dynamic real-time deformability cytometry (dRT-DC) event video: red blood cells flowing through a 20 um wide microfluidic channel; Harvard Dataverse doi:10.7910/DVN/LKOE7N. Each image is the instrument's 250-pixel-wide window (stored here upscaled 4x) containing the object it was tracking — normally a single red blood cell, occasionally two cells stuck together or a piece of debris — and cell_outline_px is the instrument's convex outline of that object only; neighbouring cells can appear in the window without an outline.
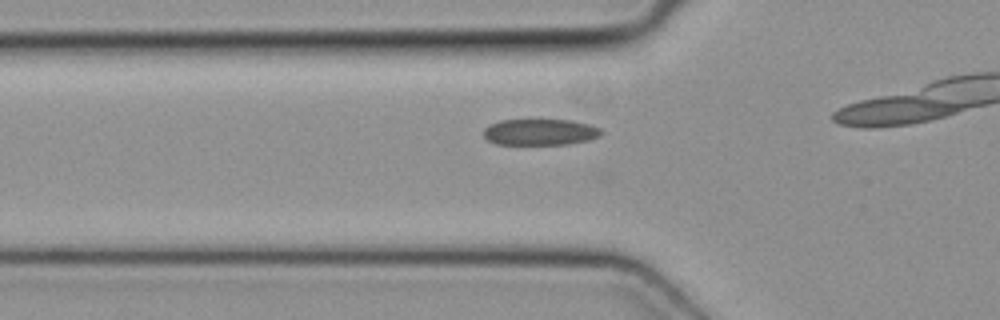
{"species": "common noctule bat (a hibernating species)", "species_latin": "Nyctalus noctula", "temperature_condition": "cold", "stored_images_in_passage": 8, "camera_frame_rate_fps": 3000, "um_per_image_px": 0.085, "animal": {"sex": "female", "body_mass_g": 19.3, "forearm_length_mm": 54.1}, "frame": {"image": 1, "passage_image": 4, "time_ms": 1.0, "image_size_px": [1000, 320], "cell_outline_px": [[604, 132], [600, 136], [588, 140], [568, 144], [496, 144], [488, 140], [484, 136], [484, 128], [488, 124], [500, 120], [572, 120], [592, 124], [600, 128]], "centroid_in_image_um": [45.93, 11.22], "position_along_channel_um": 79.9, "area_um2": 18.15}}
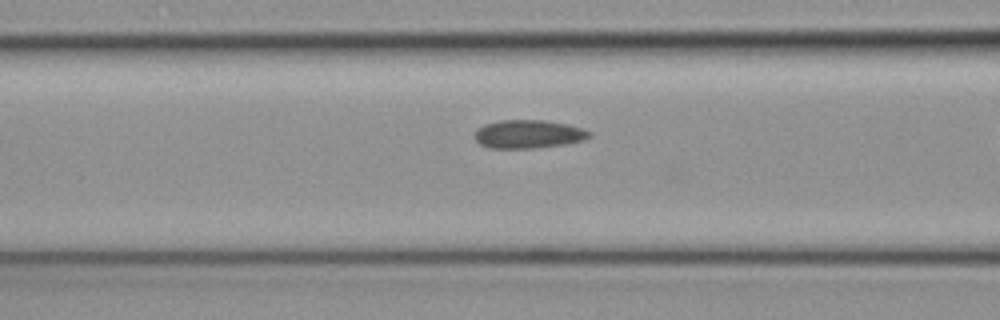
{"frame": {"image": 2, "passage_image": 7, "time_ms": 2.0, "image_size_px": [1000, 320], "cell_outline_px": [[592, 136], [584, 140], [564, 144], [532, 148], [488, 148], [480, 144], [476, 140], [476, 128], [484, 124], [500, 120], [544, 120], [568, 124], [584, 128], [592, 132]], "centroid_in_image_um": [44.94, 11.39], "position_along_channel_um": 121.7, "area_um2": 19.07}}